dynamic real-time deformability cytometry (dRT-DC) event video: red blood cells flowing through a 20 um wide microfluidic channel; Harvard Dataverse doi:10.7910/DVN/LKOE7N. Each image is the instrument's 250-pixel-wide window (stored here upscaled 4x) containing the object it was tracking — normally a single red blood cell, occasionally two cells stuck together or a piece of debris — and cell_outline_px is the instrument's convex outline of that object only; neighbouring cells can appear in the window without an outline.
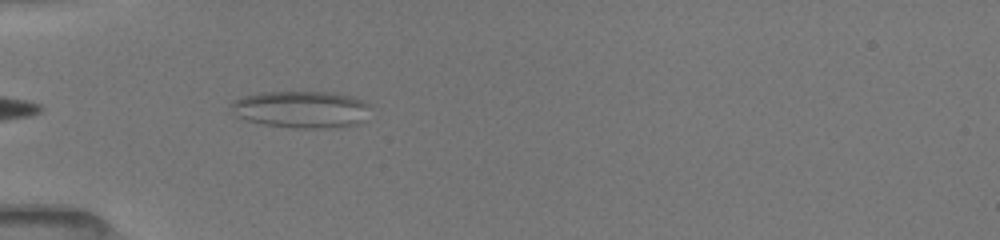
{"species": "common noctule bat (a hibernating species)", "species_latin": "Nyctalus noctula", "temperature_condition": "room temperature", "stored_images_in_passage": 2, "camera_frame_rate_fps": 3000, "um_per_image_px": 0.085, "animal": {"sex": "female", "body_mass_g": 19.5, "forearm_length_mm": 54.1}, "frame": {"image": 1, "passage_image": 2, "time_ms": 0.333, "image_size_px": [1000, 240], "cell_outline_px": [[368, 104], [360, 124], [332, 128], [292, 128], [264, 124], [248, 120], [236, 116], [232, 104], [236, 100], [244, 96], [260, 92], [328, 92], [348, 96], [364, 100]], "centroid_in_image_um": [25.6, 9.3], "position_along_channel_um": 59.4, "area_um2": 29.54}}